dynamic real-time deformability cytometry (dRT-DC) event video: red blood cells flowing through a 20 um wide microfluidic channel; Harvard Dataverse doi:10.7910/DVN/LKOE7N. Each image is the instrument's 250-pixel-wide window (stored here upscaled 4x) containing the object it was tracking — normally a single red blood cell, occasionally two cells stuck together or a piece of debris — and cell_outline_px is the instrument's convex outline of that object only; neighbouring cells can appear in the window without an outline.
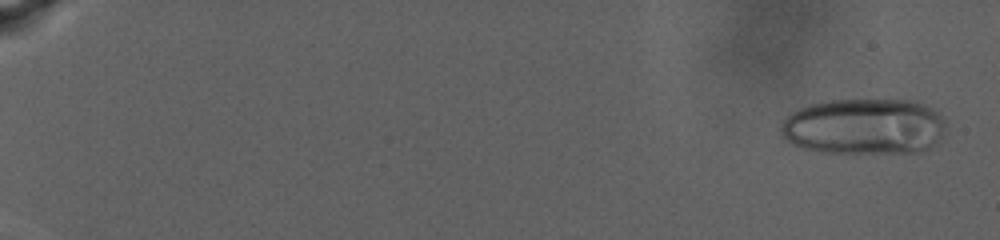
{"species": "human", "species_latin": "Homo sapiens", "temperature_condition": "warm", "stored_images_in_passage": 87, "camera_frame_rate_fps": 3000, "um_per_image_px": 0.085, "donor": {"sex": "male"}, "frame": {"image": 1, "passage_image": 4, "time_ms": 1.0, "image_size_px": [1000, 240], "cell_outline_px": [[944, 132], [928, 148], [920, 152], [820, 152], [804, 148], [792, 144], [780, 132], [780, 128], [784, 120], [792, 112], [800, 108], [812, 104], [832, 100], [916, 100], [924, 104], [936, 112], [944, 120]], "centroid_in_image_um": [73.44, 10.75], "position_along_channel_um": 11.6, "area_um2": 53.41}}
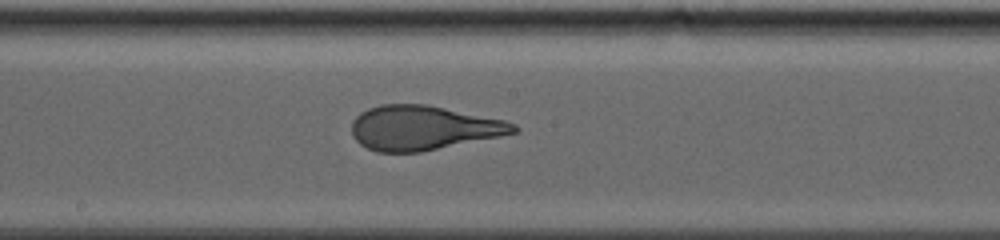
{"frame": {"image": 2, "passage_image": 53, "time_ms": 17.333, "image_size_px": [1000, 240], "cell_outline_px": [[520, 128], [516, 132], [500, 136], [420, 152], [376, 152], [360, 144], [352, 136], [352, 120], [360, 112], [368, 108], [380, 104], [428, 104], [504, 120], [516, 124]], "centroid_in_image_um": [35.95, 10.86], "position_along_channel_um": 212.3, "area_um2": 41.96}}
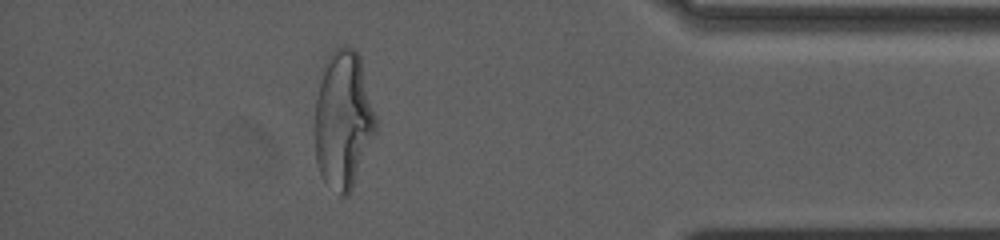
{"frame": {"image": 3, "passage_image": 79, "time_ms": 26.0, "image_size_px": [1000, 240], "cell_outline_px": [[376, 132], [352, 188], [348, 196], [340, 196], [324, 180], [320, 172], [316, 160], [316, 96], [324, 64], [328, 56], [336, 48], [344, 44], [348, 44], [360, 56], [376, 116]], "centroid_in_image_um": [29.19, 10.16], "position_along_channel_um": 406.0, "area_um2": 48.67}, "authors_computed_cell_mechanics": {"area_um2": 47.6272, "velocity_mm_per_s": 2.5447, "shape_relaxation_time_tau1_ms": null, "shape_relaxation_time_tau2_ms": 1.2086, "deformation_change_tau1": null, "deformation_change_tau2": 0.092}}